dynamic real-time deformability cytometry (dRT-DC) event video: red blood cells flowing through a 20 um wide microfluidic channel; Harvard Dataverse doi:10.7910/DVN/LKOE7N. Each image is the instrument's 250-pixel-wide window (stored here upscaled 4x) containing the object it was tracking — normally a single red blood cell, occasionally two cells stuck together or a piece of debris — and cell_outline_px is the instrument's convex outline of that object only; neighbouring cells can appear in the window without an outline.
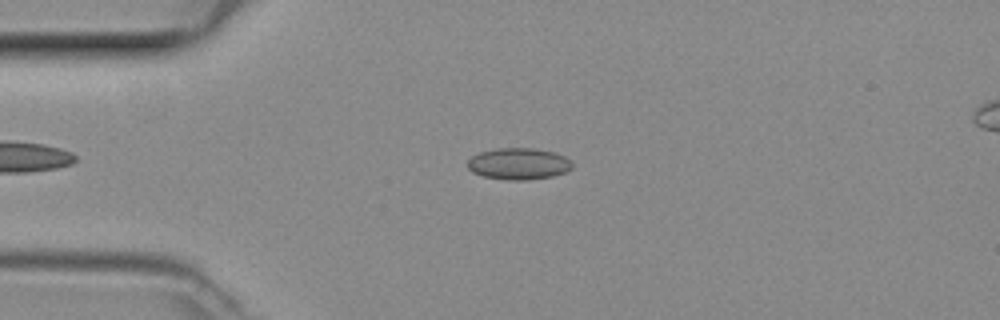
{"species": "common noctule bat (a hibernating species)", "species_latin": "Nyctalus noctula", "temperature_condition": "room temperature", "stored_images_in_passage": 9, "camera_frame_rate_fps": 3000, "um_per_image_px": 0.085, "animal": {"sex": "female", "body_mass_g": 29.2, "forearm_length_mm": 56.3}, "frame": {"image": 1, "passage_image": 5, "time_ms": 1.333, "image_size_px": [1000, 320], "cell_outline_px": [[572, 168], [564, 172], [552, 176], [524, 180], [508, 180], [484, 176], [472, 172], [468, 168], [468, 160], [472, 156], [480, 152], [496, 148], [536, 148], [556, 152], [564, 156], [572, 164]], "centroid_in_image_um": [44.07, 13.91], "position_along_channel_um": 40.9, "area_um2": 19.19}}